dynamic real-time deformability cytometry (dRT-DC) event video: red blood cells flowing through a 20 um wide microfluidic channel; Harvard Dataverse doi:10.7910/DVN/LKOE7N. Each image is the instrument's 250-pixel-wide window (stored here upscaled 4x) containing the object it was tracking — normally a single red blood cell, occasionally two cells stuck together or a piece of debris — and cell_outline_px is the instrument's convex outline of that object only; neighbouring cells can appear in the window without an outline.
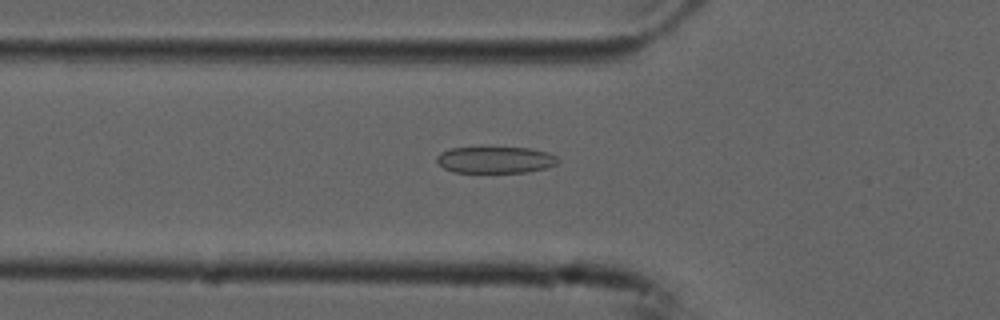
{"species": "common noctule bat (a hibernating species)", "species_latin": "Nyctalus noctula", "temperature_condition": "cold", "stored_images_in_passage": 55, "camera_frame_rate_fps": 3000, "um_per_image_px": 0.085, "animal": {"sex": "male", "forearm_length_mm": 52.5}, "frame": {"image": 1, "passage_image": 19, "time_ms": 6.0, "image_size_px": [1000, 320], "cell_outline_px": [[560, 160], [556, 164], [548, 168], [528, 172], [452, 172], [444, 168], [436, 160], [436, 156], [440, 152], [448, 148], [528, 148], [548, 152], [556, 156]], "centroid_in_image_um": [42.11, 13.59], "position_along_channel_um": 83.7, "area_um2": 18.79}}
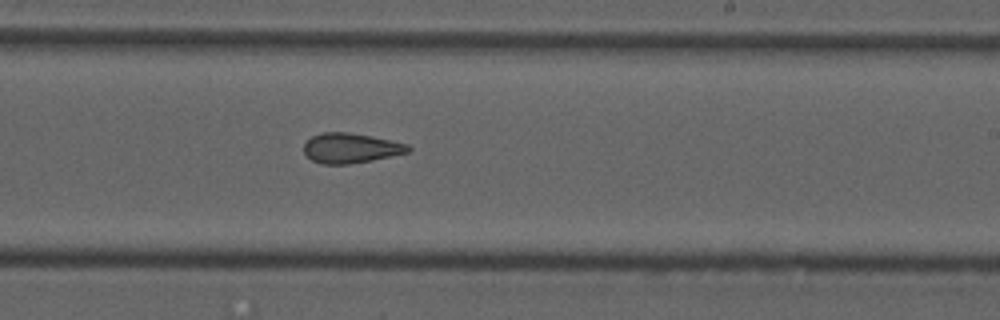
{"frame": {"image": 2, "passage_image": 33, "time_ms": 10.667, "image_size_px": [1000, 320], "cell_outline_px": [[412, 148], [408, 152], [372, 160], [348, 164], [320, 164], [312, 160], [304, 152], [304, 144], [312, 136], [324, 132], [348, 132], [372, 136], [408, 144]], "centroid_in_image_um": [29.81, 12.58], "position_along_channel_um": 259.2, "area_um2": 18.09}}
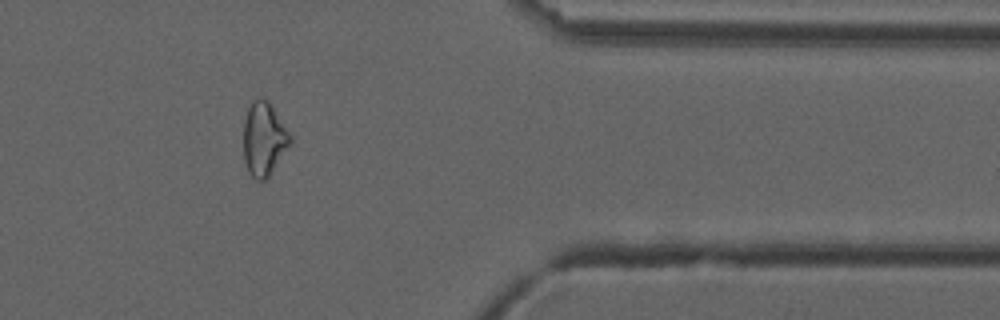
{"frame": {"image": 3, "passage_image": 45, "time_ms": 14.667, "image_size_px": [1000, 320], "cell_outline_px": [[292, 144], [268, 176], [264, 180], [256, 180], [248, 172], [244, 160], [244, 120], [248, 108], [252, 100], [260, 96], [264, 96], [268, 100], [292, 136]], "centroid_in_image_um": [22.44, 11.78], "position_along_channel_um": 389.0, "area_um2": 20.23}, "authors_computed_cell_mechanics": {"area_um2": 20.3456, "velocity_mm_per_s": 3.7453, "shape_relaxation_time_tau1_ms": 9.5061, "shape_relaxation_time_tau2_ms": 2.3762, "deformation_change_tau1": 0.1798, "deformation_change_tau2": 0.1056}}